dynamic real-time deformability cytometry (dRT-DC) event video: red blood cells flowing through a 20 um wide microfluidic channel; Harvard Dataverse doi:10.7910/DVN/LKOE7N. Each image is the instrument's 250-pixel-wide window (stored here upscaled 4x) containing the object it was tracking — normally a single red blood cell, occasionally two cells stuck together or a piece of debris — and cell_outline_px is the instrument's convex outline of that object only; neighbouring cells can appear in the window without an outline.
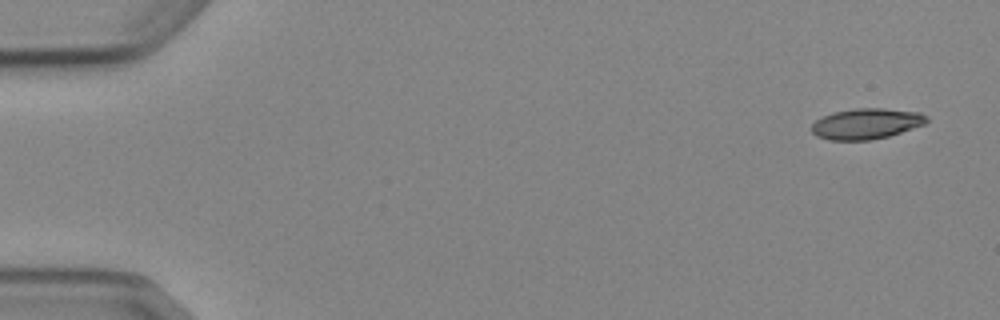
{"species": "Egyptian fruit bat (a non-hibernating species)", "species_latin": "Rousettus aegyptiacus", "temperature_condition": "cold", "stored_images_in_passage": 8, "camera_frame_rate_fps": 3000, "um_per_image_px": 0.085, "animal": {"sex": "female"}, "frame": {"image": 1, "passage_image": 1, "time_ms": 0.0, "image_size_px": [1000, 320], "cell_outline_px": [[928, 120], [924, 124], [888, 136], [868, 140], [828, 140], [816, 136], [812, 132], [812, 124], [816, 120], [832, 112], [856, 108], [884, 108], [920, 112], [928, 116]], "centroid_in_image_um": [73.62, 10.51], "position_along_channel_um": 11.4, "area_um2": 20.52}}
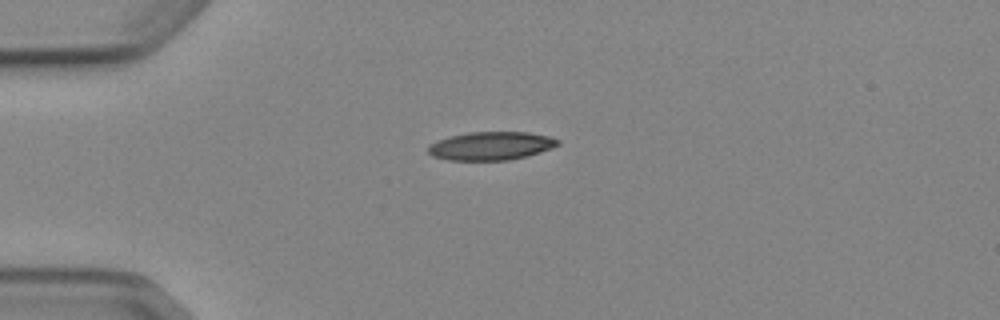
{"frame": {"image": 2, "passage_image": 4, "time_ms": 3.667, "image_size_px": [1000, 320], "cell_outline_px": [[560, 144], [552, 148], [528, 156], [508, 160], [448, 160], [432, 156], [428, 152], [428, 144], [436, 140], [448, 136], [468, 132], [528, 132], [552, 136], [560, 140]], "centroid_in_image_um": [41.74, 12.39], "position_along_channel_um": 43.3, "area_um2": 21.73}}
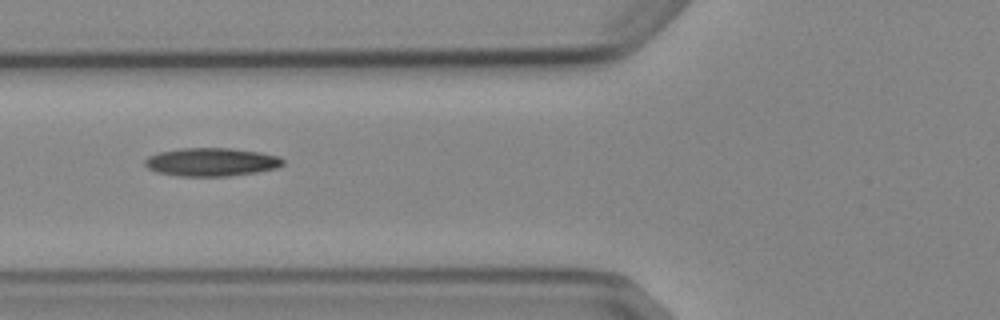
{"frame": {"image": 3, "passage_image": 6, "time_ms": 6.0, "image_size_px": [1000, 320], "cell_outline_px": [[284, 164], [276, 168], [256, 172], [228, 176], [180, 176], [156, 172], [148, 168], [144, 164], [144, 160], [148, 156], [160, 152], [180, 148], [232, 148], [260, 152], [280, 156], [284, 160]], "centroid_in_image_um": [17.97, 13.76], "position_along_channel_um": 107.8, "area_um2": 22.83}}